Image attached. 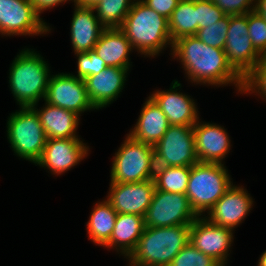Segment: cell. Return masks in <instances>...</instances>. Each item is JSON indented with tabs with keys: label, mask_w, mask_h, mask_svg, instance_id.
I'll return each mask as SVG.
<instances>
[{
	"label": "cell",
	"mask_w": 266,
	"mask_h": 266,
	"mask_svg": "<svg viewBox=\"0 0 266 266\" xmlns=\"http://www.w3.org/2000/svg\"><path fill=\"white\" fill-rule=\"evenodd\" d=\"M170 52L192 83L216 87L233 84L242 94L243 78L229 64L224 49L208 46L193 35L174 41Z\"/></svg>",
	"instance_id": "6da1fadb"
},
{
	"label": "cell",
	"mask_w": 266,
	"mask_h": 266,
	"mask_svg": "<svg viewBox=\"0 0 266 266\" xmlns=\"http://www.w3.org/2000/svg\"><path fill=\"white\" fill-rule=\"evenodd\" d=\"M120 29L138 54L155 57L166 46L172 48L168 19L135 0Z\"/></svg>",
	"instance_id": "7a4b0ae2"
},
{
	"label": "cell",
	"mask_w": 266,
	"mask_h": 266,
	"mask_svg": "<svg viewBox=\"0 0 266 266\" xmlns=\"http://www.w3.org/2000/svg\"><path fill=\"white\" fill-rule=\"evenodd\" d=\"M191 225L145 227L135 250L127 258L131 266H169L190 241Z\"/></svg>",
	"instance_id": "3957f363"
},
{
	"label": "cell",
	"mask_w": 266,
	"mask_h": 266,
	"mask_svg": "<svg viewBox=\"0 0 266 266\" xmlns=\"http://www.w3.org/2000/svg\"><path fill=\"white\" fill-rule=\"evenodd\" d=\"M9 86L20 107H32L45 100L50 79L48 63L33 49H23L9 69Z\"/></svg>",
	"instance_id": "277c9868"
},
{
	"label": "cell",
	"mask_w": 266,
	"mask_h": 266,
	"mask_svg": "<svg viewBox=\"0 0 266 266\" xmlns=\"http://www.w3.org/2000/svg\"><path fill=\"white\" fill-rule=\"evenodd\" d=\"M224 164L197 162L191 166L186 196L197 216L205 214L233 185Z\"/></svg>",
	"instance_id": "5b68a950"
},
{
	"label": "cell",
	"mask_w": 266,
	"mask_h": 266,
	"mask_svg": "<svg viewBox=\"0 0 266 266\" xmlns=\"http://www.w3.org/2000/svg\"><path fill=\"white\" fill-rule=\"evenodd\" d=\"M6 131L10 147L18 157L34 164L40 159L47 137L32 107H20L11 113Z\"/></svg>",
	"instance_id": "8992f818"
},
{
	"label": "cell",
	"mask_w": 266,
	"mask_h": 266,
	"mask_svg": "<svg viewBox=\"0 0 266 266\" xmlns=\"http://www.w3.org/2000/svg\"><path fill=\"white\" fill-rule=\"evenodd\" d=\"M112 162L110 182L131 183L154 178V146L136 141L128 134Z\"/></svg>",
	"instance_id": "52a82bcc"
},
{
	"label": "cell",
	"mask_w": 266,
	"mask_h": 266,
	"mask_svg": "<svg viewBox=\"0 0 266 266\" xmlns=\"http://www.w3.org/2000/svg\"><path fill=\"white\" fill-rule=\"evenodd\" d=\"M155 166H192L198 161L193 126L170 125L154 145Z\"/></svg>",
	"instance_id": "ba28073f"
},
{
	"label": "cell",
	"mask_w": 266,
	"mask_h": 266,
	"mask_svg": "<svg viewBox=\"0 0 266 266\" xmlns=\"http://www.w3.org/2000/svg\"><path fill=\"white\" fill-rule=\"evenodd\" d=\"M198 216L186 194L155 189L152 202L144 216L145 227L191 225Z\"/></svg>",
	"instance_id": "9c48e42d"
},
{
	"label": "cell",
	"mask_w": 266,
	"mask_h": 266,
	"mask_svg": "<svg viewBox=\"0 0 266 266\" xmlns=\"http://www.w3.org/2000/svg\"><path fill=\"white\" fill-rule=\"evenodd\" d=\"M40 16L30 0H0V34L6 37L47 34L50 26Z\"/></svg>",
	"instance_id": "30bf717a"
},
{
	"label": "cell",
	"mask_w": 266,
	"mask_h": 266,
	"mask_svg": "<svg viewBox=\"0 0 266 266\" xmlns=\"http://www.w3.org/2000/svg\"><path fill=\"white\" fill-rule=\"evenodd\" d=\"M224 52L229 64L242 78L258 63L259 53L248 35V13L230 16Z\"/></svg>",
	"instance_id": "8fae6325"
},
{
	"label": "cell",
	"mask_w": 266,
	"mask_h": 266,
	"mask_svg": "<svg viewBox=\"0 0 266 266\" xmlns=\"http://www.w3.org/2000/svg\"><path fill=\"white\" fill-rule=\"evenodd\" d=\"M44 101L73 111L79 116L87 110H95L88 98L85 81L71 73L62 72L50 76Z\"/></svg>",
	"instance_id": "7c38bea8"
},
{
	"label": "cell",
	"mask_w": 266,
	"mask_h": 266,
	"mask_svg": "<svg viewBox=\"0 0 266 266\" xmlns=\"http://www.w3.org/2000/svg\"><path fill=\"white\" fill-rule=\"evenodd\" d=\"M233 235L232 229L221 227L205 217L198 216L191 224L189 243L215 259L221 266H225L234 240Z\"/></svg>",
	"instance_id": "4fadbf2b"
},
{
	"label": "cell",
	"mask_w": 266,
	"mask_h": 266,
	"mask_svg": "<svg viewBox=\"0 0 266 266\" xmlns=\"http://www.w3.org/2000/svg\"><path fill=\"white\" fill-rule=\"evenodd\" d=\"M155 189L153 179L131 183L110 182L106 199L118 214H136L144 217Z\"/></svg>",
	"instance_id": "5bb4252c"
},
{
	"label": "cell",
	"mask_w": 266,
	"mask_h": 266,
	"mask_svg": "<svg viewBox=\"0 0 266 266\" xmlns=\"http://www.w3.org/2000/svg\"><path fill=\"white\" fill-rule=\"evenodd\" d=\"M89 146L80 138L47 139L40 159L35 163L52 174L61 175L83 160Z\"/></svg>",
	"instance_id": "9a60e30c"
},
{
	"label": "cell",
	"mask_w": 266,
	"mask_h": 266,
	"mask_svg": "<svg viewBox=\"0 0 266 266\" xmlns=\"http://www.w3.org/2000/svg\"><path fill=\"white\" fill-rule=\"evenodd\" d=\"M253 202L243 186L232 185L204 217L216 225L234 230L247 217Z\"/></svg>",
	"instance_id": "2e32d148"
},
{
	"label": "cell",
	"mask_w": 266,
	"mask_h": 266,
	"mask_svg": "<svg viewBox=\"0 0 266 266\" xmlns=\"http://www.w3.org/2000/svg\"><path fill=\"white\" fill-rule=\"evenodd\" d=\"M180 88L181 83L174 80L169 90L157 89L150 97L166 115L170 125L194 126L199 120L197 105L188 94L177 92Z\"/></svg>",
	"instance_id": "e0dca14e"
},
{
	"label": "cell",
	"mask_w": 266,
	"mask_h": 266,
	"mask_svg": "<svg viewBox=\"0 0 266 266\" xmlns=\"http://www.w3.org/2000/svg\"><path fill=\"white\" fill-rule=\"evenodd\" d=\"M202 122L199 119L193 126L197 159L202 163L223 164L231 147L229 134L222 126Z\"/></svg>",
	"instance_id": "ac0fdd59"
},
{
	"label": "cell",
	"mask_w": 266,
	"mask_h": 266,
	"mask_svg": "<svg viewBox=\"0 0 266 266\" xmlns=\"http://www.w3.org/2000/svg\"><path fill=\"white\" fill-rule=\"evenodd\" d=\"M129 69L107 67L96 75L84 79L88 98L95 109L106 108L116 101L125 85Z\"/></svg>",
	"instance_id": "d6986e66"
},
{
	"label": "cell",
	"mask_w": 266,
	"mask_h": 266,
	"mask_svg": "<svg viewBox=\"0 0 266 266\" xmlns=\"http://www.w3.org/2000/svg\"><path fill=\"white\" fill-rule=\"evenodd\" d=\"M71 21V43L74 53L93 50L105 27L99 22L93 7L74 5Z\"/></svg>",
	"instance_id": "ffe728a7"
},
{
	"label": "cell",
	"mask_w": 266,
	"mask_h": 266,
	"mask_svg": "<svg viewBox=\"0 0 266 266\" xmlns=\"http://www.w3.org/2000/svg\"><path fill=\"white\" fill-rule=\"evenodd\" d=\"M32 108L39 115L47 139L79 138L76 131L80 122L79 115L73 111L54 106L45 101V106Z\"/></svg>",
	"instance_id": "44dd1931"
},
{
	"label": "cell",
	"mask_w": 266,
	"mask_h": 266,
	"mask_svg": "<svg viewBox=\"0 0 266 266\" xmlns=\"http://www.w3.org/2000/svg\"><path fill=\"white\" fill-rule=\"evenodd\" d=\"M142 106L138 121L129 136L139 142L154 146L170 126L166 115L149 96Z\"/></svg>",
	"instance_id": "7402d4cb"
},
{
	"label": "cell",
	"mask_w": 266,
	"mask_h": 266,
	"mask_svg": "<svg viewBox=\"0 0 266 266\" xmlns=\"http://www.w3.org/2000/svg\"><path fill=\"white\" fill-rule=\"evenodd\" d=\"M93 50L108 67H131L129 56L134 49L120 28H105Z\"/></svg>",
	"instance_id": "603a6c76"
},
{
	"label": "cell",
	"mask_w": 266,
	"mask_h": 266,
	"mask_svg": "<svg viewBox=\"0 0 266 266\" xmlns=\"http://www.w3.org/2000/svg\"><path fill=\"white\" fill-rule=\"evenodd\" d=\"M145 228L144 217L136 214H117L110 240L103 246L116 249L127 259L135 250Z\"/></svg>",
	"instance_id": "cb8c5ba5"
},
{
	"label": "cell",
	"mask_w": 266,
	"mask_h": 266,
	"mask_svg": "<svg viewBox=\"0 0 266 266\" xmlns=\"http://www.w3.org/2000/svg\"><path fill=\"white\" fill-rule=\"evenodd\" d=\"M98 202L92 208L91 215L86 223V229L89 240L94 244L104 246L113 233L118 213L112 208L107 199Z\"/></svg>",
	"instance_id": "d4e9b609"
},
{
	"label": "cell",
	"mask_w": 266,
	"mask_h": 266,
	"mask_svg": "<svg viewBox=\"0 0 266 266\" xmlns=\"http://www.w3.org/2000/svg\"><path fill=\"white\" fill-rule=\"evenodd\" d=\"M172 43L197 34L196 0H180L168 19Z\"/></svg>",
	"instance_id": "484cf974"
},
{
	"label": "cell",
	"mask_w": 266,
	"mask_h": 266,
	"mask_svg": "<svg viewBox=\"0 0 266 266\" xmlns=\"http://www.w3.org/2000/svg\"><path fill=\"white\" fill-rule=\"evenodd\" d=\"M191 166H155V188L170 193L186 194Z\"/></svg>",
	"instance_id": "4316f807"
},
{
	"label": "cell",
	"mask_w": 266,
	"mask_h": 266,
	"mask_svg": "<svg viewBox=\"0 0 266 266\" xmlns=\"http://www.w3.org/2000/svg\"><path fill=\"white\" fill-rule=\"evenodd\" d=\"M135 0H102L95 7L99 22L105 28H120Z\"/></svg>",
	"instance_id": "83f0119b"
},
{
	"label": "cell",
	"mask_w": 266,
	"mask_h": 266,
	"mask_svg": "<svg viewBox=\"0 0 266 266\" xmlns=\"http://www.w3.org/2000/svg\"><path fill=\"white\" fill-rule=\"evenodd\" d=\"M229 24L230 16L225 15L215 24L198 29L195 36L208 46L224 49Z\"/></svg>",
	"instance_id": "f1b7e54d"
},
{
	"label": "cell",
	"mask_w": 266,
	"mask_h": 266,
	"mask_svg": "<svg viewBox=\"0 0 266 266\" xmlns=\"http://www.w3.org/2000/svg\"><path fill=\"white\" fill-rule=\"evenodd\" d=\"M169 266H221L215 259L188 243L184 246Z\"/></svg>",
	"instance_id": "f546056e"
},
{
	"label": "cell",
	"mask_w": 266,
	"mask_h": 266,
	"mask_svg": "<svg viewBox=\"0 0 266 266\" xmlns=\"http://www.w3.org/2000/svg\"><path fill=\"white\" fill-rule=\"evenodd\" d=\"M77 56V75L78 78L85 79L90 75H96L108 66L106 63L95 53L94 50L88 52L75 53Z\"/></svg>",
	"instance_id": "4dcf8cb0"
},
{
	"label": "cell",
	"mask_w": 266,
	"mask_h": 266,
	"mask_svg": "<svg viewBox=\"0 0 266 266\" xmlns=\"http://www.w3.org/2000/svg\"><path fill=\"white\" fill-rule=\"evenodd\" d=\"M248 35L255 50H266V20L255 10L248 13Z\"/></svg>",
	"instance_id": "1f68e13d"
},
{
	"label": "cell",
	"mask_w": 266,
	"mask_h": 266,
	"mask_svg": "<svg viewBox=\"0 0 266 266\" xmlns=\"http://www.w3.org/2000/svg\"><path fill=\"white\" fill-rule=\"evenodd\" d=\"M197 31L221 20L225 13L211 0H196Z\"/></svg>",
	"instance_id": "d6a6232c"
},
{
	"label": "cell",
	"mask_w": 266,
	"mask_h": 266,
	"mask_svg": "<svg viewBox=\"0 0 266 266\" xmlns=\"http://www.w3.org/2000/svg\"><path fill=\"white\" fill-rule=\"evenodd\" d=\"M256 93L266 100V69H252L243 78L242 93Z\"/></svg>",
	"instance_id": "836d02e7"
},
{
	"label": "cell",
	"mask_w": 266,
	"mask_h": 266,
	"mask_svg": "<svg viewBox=\"0 0 266 266\" xmlns=\"http://www.w3.org/2000/svg\"><path fill=\"white\" fill-rule=\"evenodd\" d=\"M225 15H245L256 10V0H211ZM253 5V6H252Z\"/></svg>",
	"instance_id": "e575fe53"
},
{
	"label": "cell",
	"mask_w": 266,
	"mask_h": 266,
	"mask_svg": "<svg viewBox=\"0 0 266 266\" xmlns=\"http://www.w3.org/2000/svg\"><path fill=\"white\" fill-rule=\"evenodd\" d=\"M149 8L169 19L180 0H141Z\"/></svg>",
	"instance_id": "d590c367"
},
{
	"label": "cell",
	"mask_w": 266,
	"mask_h": 266,
	"mask_svg": "<svg viewBox=\"0 0 266 266\" xmlns=\"http://www.w3.org/2000/svg\"><path fill=\"white\" fill-rule=\"evenodd\" d=\"M36 10V12L40 15L43 11L54 8L55 6H59V4L65 3L67 1L74 0H30Z\"/></svg>",
	"instance_id": "8d00e7d4"
},
{
	"label": "cell",
	"mask_w": 266,
	"mask_h": 266,
	"mask_svg": "<svg viewBox=\"0 0 266 266\" xmlns=\"http://www.w3.org/2000/svg\"><path fill=\"white\" fill-rule=\"evenodd\" d=\"M102 0H74V5L83 7H95Z\"/></svg>",
	"instance_id": "74e56055"
},
{
	"label": "cell",
	"mask_w": 266,
	"mask_h": 266,
	"mask_svg": "<svg viewBox=\"0 0 266 266\" xmlns=\"http://www.w3.org/2000/svg\"><path fill=\"white\" fill-rule=\"evenodd\" d=\"M256 11L266 20V0H256Z\"/></svg>",
	"instance_id": "f35d334b"
},
{
	"label": "cell",
	"mask_w": 266,
	"mask_h": 266,
	"mask_svg": "<svg viewBox=\"0 0 266 266\" xmlns=\"http://www.w3.org/2000/svg\"><path fill=\"white\" fill-rule=\"evenodd\" d=\"M253 69H266V50L259 54L258 63Z\"/></svg>",
	"instance_id": "ab89813d"
},
{
	"label": "cell",
	"mask_w": 266,
	"mask_h": 266,
	"mask_svg": "<svg viewBox=\"0 0 266 266\" xmlns=\"http://www.w3.org/2000/svg\"><path fill=\"white\" fill-rule=\"evenodd\" d=\"M257 266H266V250L260 256Z\"/></svg>",
	"instance_id": "60d3db41"
}]
</instances>
